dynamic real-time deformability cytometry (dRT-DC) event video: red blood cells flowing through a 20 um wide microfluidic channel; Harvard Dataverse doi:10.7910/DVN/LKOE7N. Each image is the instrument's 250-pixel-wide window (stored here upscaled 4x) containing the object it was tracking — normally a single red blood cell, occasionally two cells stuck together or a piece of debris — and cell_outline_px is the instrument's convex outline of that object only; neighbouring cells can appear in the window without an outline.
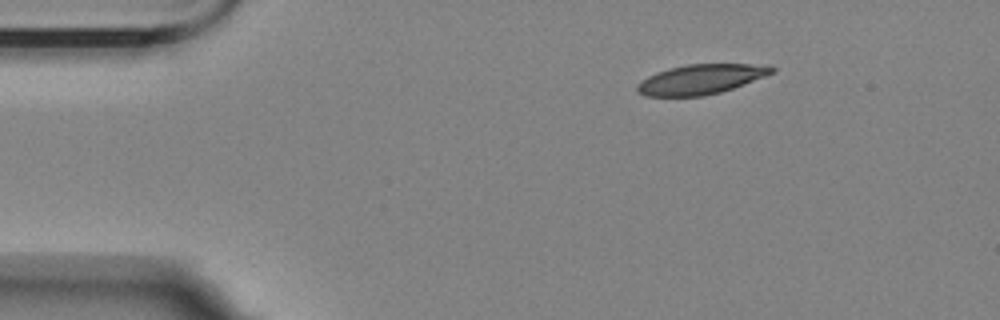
{"species": "Egyptian fruit bat (a non-hibernating species)", "species_latin": "Rousettus aegyptiacus", "temperature_condition": "room temperature", "stored_images_in_passage": 3, "camera_frame_rate_fps": 3000, "um_per_image_px": 0.085, "animal": {"sex": "female"}, "frame": {"image": 1, "passage_image": 3, "time_ms": 2.333, "image_size_px": [1000, 320], "cell_outline_px": [[776, 72], [732, 88], [720, 92], [704, 96], [644, 96], [636, 88], [636, 84], [640, 80], [656, 72], [668, 68], [688, 64], [768, 64], [776, 68]], "centroid_in_image_um": [59.58, 6.73], "position_along_channel_um": 25.4, "area_um2": 23.47}}